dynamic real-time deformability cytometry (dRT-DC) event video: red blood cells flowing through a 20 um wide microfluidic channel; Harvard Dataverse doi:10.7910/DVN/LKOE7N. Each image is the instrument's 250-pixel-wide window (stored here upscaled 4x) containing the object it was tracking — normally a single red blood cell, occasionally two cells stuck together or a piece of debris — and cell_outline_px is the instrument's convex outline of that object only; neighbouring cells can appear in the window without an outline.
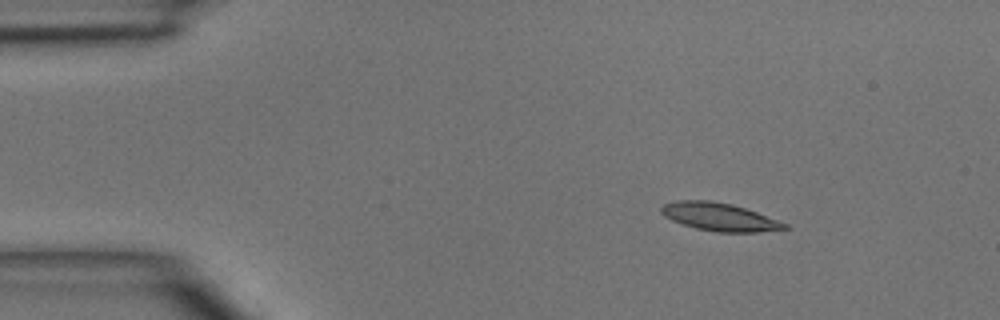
{"species": "common noctule bat (a hibernating species)", "species_latin": "Nyctalus noctula", "temperature_condition": "room temperature", "stored_images_in_passage": 41, "camera_frame_rate_fps": 3000, "um_per_image_px": 0.085, "animal": {"sex": "male", "body_mass_g": 15.6}, "frame": {"image": 1, "passage_image": 1, "time_ms": 0.0, "image_size_px": [1000, 320], "cell_outline_px": [[788, 228], [760, 232], [716, 232], [696, 228], [672, 220], [664, 216], [660, 212], [660, 208], [664, 204], [676, 200], [708, 200], [732, 204], [756, 212], [788, 224]], "centroid_in_image_um": [61.13, 18.43], "position_along_channel_um": 23.9, "area_um2": 19.94}}
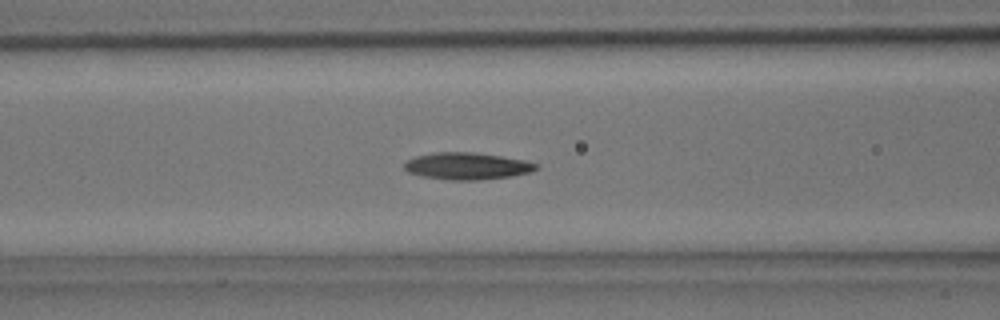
{"frame": {"image": 2, "passage_image": 13, "time_ms": 4.0, "image_size_px": [1000, 320], "cell_outline_px": [[536, 168], [528, 172], [512, 176], [480, 180], [448, 180], [424, 176], [408, 172], [404, 168], [404, 164], [408, 160], [416, 156], [432, 152], [476, 152], [524, 160], [536, 164]], "centroid_in_image_um": [39.66, 14.11], "position_along_channel_um": 126.9, "area_um2": 20.52}}
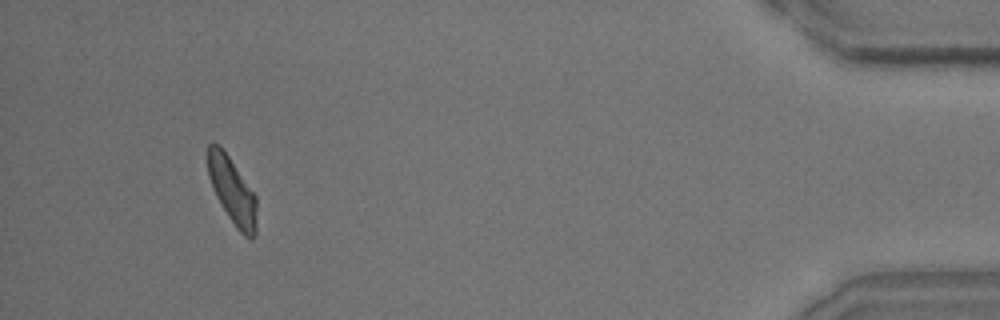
{"frame": {"image": 3, "passage_image": 38, "time_ms": 12.333, "image_size_px": [1000, 320], "cell_outline_px": [[256, 236], [252, 240], [244, 236], [236, 228], [228, 216], [216, 196], [208, 176], [208, 144], [220, 144], [256, 196]], "centroid_in_image_um": [19.75, 16.25], "position_along_channel_um": 415.4, "area_um2": 18.79}}